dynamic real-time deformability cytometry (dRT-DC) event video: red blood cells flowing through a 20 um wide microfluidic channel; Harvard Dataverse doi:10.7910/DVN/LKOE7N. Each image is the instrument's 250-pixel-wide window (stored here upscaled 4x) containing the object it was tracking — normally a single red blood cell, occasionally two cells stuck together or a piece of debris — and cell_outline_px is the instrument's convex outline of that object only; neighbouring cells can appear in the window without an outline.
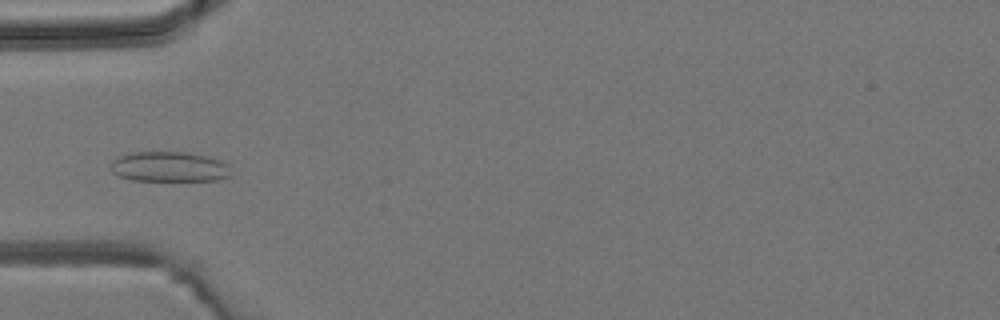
{"species": "common noctule bat (a hibernating species)", "species_latin": "Nyctalus noctula", "temperature_condition": "room temperature", "stored_images_in_passage": 5, "camera_frame_rate_fps": 3000, "um_per_image_px": 0.085, "animal": {"sex": "male", "body_mass_g": 19.2, "forearm_length_mm": 51.8}, "frame": {"image": 1, "passage_image": 5, "time_ms": 4.667, "image_size_px": [1000, 320], "cell_outline_px": [[232, 176], [220, 180], [132, 180], [120, 176], [112, 172], [112, 160], [120, 156], [136, 152], [188, 152], [208, 156], [220, 160], [224, 164]], "centroid_in_image_um": [14.39, 14.17], "position_along_channel_um": 70.6, "area_um2": 20.87}}